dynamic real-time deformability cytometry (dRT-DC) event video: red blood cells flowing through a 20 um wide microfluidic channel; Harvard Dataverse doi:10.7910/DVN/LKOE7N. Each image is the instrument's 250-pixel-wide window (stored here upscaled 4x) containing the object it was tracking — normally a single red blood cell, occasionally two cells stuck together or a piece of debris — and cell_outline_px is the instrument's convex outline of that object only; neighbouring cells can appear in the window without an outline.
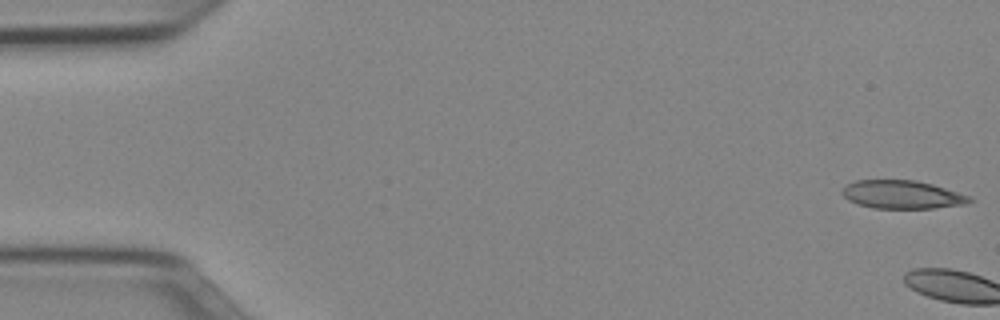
{"species": "Egyptian fruit bat (a non-hibernating species)", "species_latin": "Rousettus aegyptiacus", "temperature_condition": "cold", "stored_images_in_passage": 3, "camera_frame_rate_fps": 3000, "um_per_image_px": 0.085, "animal": {"sex": "female"}, "frame": {"image": 1, "passage_image": 1, "time_ms": 0.0, "image_size_px": [1000, 320], "cell_outline_px": [[976, 200], [964, 204], [932, 208], [872, 208], [856, 204], [848, 200], [840, 192], [848, 184], [856, 180], [916, 180], [932, 184], [972, 196]], "centroid_in_image_um": [76.7, 16.54], "position_along_channel_um": 8.3, "area_um2": 21.04}}